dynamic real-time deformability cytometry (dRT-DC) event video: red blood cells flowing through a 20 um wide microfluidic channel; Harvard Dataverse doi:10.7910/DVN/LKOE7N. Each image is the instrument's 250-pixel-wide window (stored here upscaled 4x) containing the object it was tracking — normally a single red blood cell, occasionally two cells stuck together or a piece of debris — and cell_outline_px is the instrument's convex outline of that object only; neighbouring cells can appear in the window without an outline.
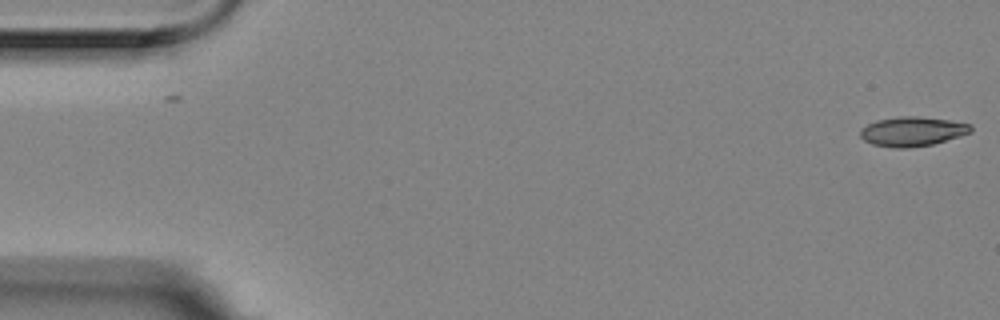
{"species": "Egyptian fruit bat (a non-hibernating species)", "species_latin": "Rousettus aegyptiacus", "temperature_condition": "room temperature", "stored_images_in_passage": 15, "camera_frame_rate_fps": 3000, "um_per_image_px": 0.085, "animal": {"sex": "female"}, "frame": {"image": 1, "passage_image": 1, "time_ms": 0.0, "image_size_px": [1000, 320], "cell_outline_px": [[972, 132], [960, 136], [932, 144], [908, 148], [896, 148], [872, 144], [864, 140], [860, 136], [860, 128], [876, 120], [900, 116], [916, 116], [948, 120], [972, 124]], "centroid_in_image_um": [77.54, 11.17], "position_along_channel_um": 7.5, "area_um2": 18.96}}
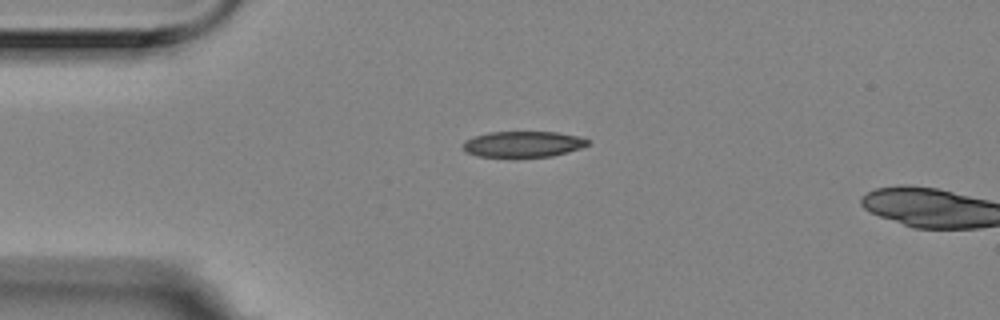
{"frame": {"image": 2, "passage_image": 13, "time_ms": 4.0, "image_size_px": [1000, 320], "cell_outline_px": [[588, 144], [580, 148], [568, 152], [552, 156], [480, 156], [468, 152], [464, 148], [464, 140], [472, 136], [488, 132], [556, 132], [580, 136], [588, 140]], "centroid_in_image_um": [44.47, 12.23], "position_along_channel_um": 40.5, "area_um2": 18.55}}